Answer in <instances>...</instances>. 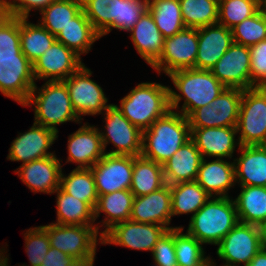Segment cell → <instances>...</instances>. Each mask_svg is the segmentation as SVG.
<instances>
[{"mask_svg":"<svg viewBox=\"0 0 266 266\" xmlns=\"http://www.w3.org/2000/svg\"><path fill=\"white\" fill-rule=\"evenodd\" d=\"M190 137L187 117L178 111L169 110L142 131L141 156L163 165Z\"/></svg>","mask_w":266,"mask_h":266,"instance_id":"cell-1","label":"cell"},{"mask_svg":"<svg viewBox=\"0 0 266 266\" xmlns=\"http://www.w3.org/2000/svg\"><path fill=\"white\" fill-rule=\"evenodd\" d=\"M168 76L180 92L177 93L170 88V109L178 110L179 102L184 98L179 112L185 117L197 108L208 105L226 88L210 70L181 69L171 72Z\"/></svg>","mask_w":266,"mask_h":266,"instance_id":"cell-2","label":"cell"},{"mask_svg":"<svg viewBox=\"0 0 266 266\" xmlns=\"http://www.w3.org/2000/svg\"><path fill=\"white\" fill-rule=\"evenodd\" d=\"M239 222L235 202L230 197H211L191 216L187 233L202 244L218 245Z\"/></svg>","mask_w":266,"mask_h":266,"instance_id":"cell-3","label":"cell"},{"mask_svg":"<svg viewBox=\"0 0 266 266\" xmlns=\"http://www.w3.org/2000/svg\"><path fill=\"white\" fill-rule=\"evenodd\" d=\"M37 89L35 84L27 101L23 104V107L34 105V123L56 133H58L56 125L69 121L81 123L72 108L68 88L63 81H47Z\"/></svg>","mask_w":266,"mask_h":266,"instance_id":"cell-4","label":"cell"},{"mask_svg":"<svg viewBox=\"0 0 266 266\" xmlns=\"http://www.w3.org/2000/svg\"><path fill=\"white\" fill-rule=\"evenodd\" d=\"M169 91V86L143 82L121 99L118 108L133 125L144 131L171 110Z\"/></svg>","mask_w":266,"mask_h":266,"instance_id":"cell-5","label":"cell"},{"mask_svg":"<svg viewBox=\"0 0 266 266\" xmlns=\"http://www.w3.org/2000/svg\"><path fill=\"white\" fill-rule=\"evenodd\" d=\"M237 132L241 146L266 145V87L243 90Z\"/></svg>","mask_w":266,"mask_h":266,"instance_id":"cell-6","label":"cell"},{"mask_svg":"<svg viewBox=\"0 0 266 266\" xmlns=\"http://www.w3.org/2000/svg\"><path fill=\"white\" fill-rule=\"evenodd\" d=\"M48 233L50 247L69 255L72 259H95L99 226L62 225L42 226Z\"/></svg>","mask_w":266,"mask_h":266,"instance_id":"cell-7","label":"cell"},{"mask_svg":"<svg viewBox=\"0 0 266 266\" xmlns=\"http://www.w3.org/2000/svg\"><path fill=\"white\" fill-rule=\"evenodd\" d=\"M102 114H105V130L101 131L100 135L104 152L106 146L111 142L117 149L111 150L107 154L140 156L142 131L122 114L118 105L110 104Z\"/></svg>","mask_w":266,"mask_h":266,"instance_id":"cell-8","label":"cell"},{"mask_svg":"<svg viewBox=\"0 0 266 266\" xmlns=\"http://www.w3.org/2000/svg\"><path fill=\"white\" fill-rule=\"evenodd\" d=\"M242 94L243 89L225 88L216 99L187 117L190 128L237 127Z\"/></svg>","mask_w":266,"mask_h":266,"instance_id":"cell-9","label":"cell"},{"mask_svg":"<svg viewBox=\"0 0 266 266\" xmlns=\"http://www.w3.org/2000/svg\"><path fill=\"white\" fill-rule=\"evenodd\" d=\"M217 246L216 254L225 260L222 266H246L263 247L260 227L238 222Z\"/></svg>","mask_w":266,"mask_h":266,"instance_id":"cell-10","label":"cell"},{"mask_svg":"<svg viewBox=\"0 0 266 266\" xmlns=\"http://www.w3.org/2000/svg\"><path fill=\"white\" fill-rule=\"evenodd\" d=\"M197 50L198 28L185 27L164 39L161 56L151 67L166 75L176 70L195 68Z\"/></svg>","mask_w":266,"mask_h":266,"instance_id":"cell-11","label":"cell"},{"mask_svg":"<svg viewBox=\"0 0 266 266\" xmlns=\"http://www.w3.org/2000/svg\"><path fill=\"white\" fill-rule=\"evenodd\" d=\"M92 72L83 64L76 72L63 80L66 84L72 108L82 120L81 115L101 114L110 105L103 89L90 79Z\"/></svg>","mask_w":266,"mask_h":266,"instance_id":"cell-12","label":"cell"},{"mask_svg":"<svg viewBox=\"0 0 266 266\" xmlns=\"http://www.w3.org/2000/svg\"><path fill=\"white\" fill-rule=\"evenodd\" d=\"M34 86L33 64L22 52L15 57L0 58V92L5 97L23 106Z\"/></svg>","mask_w":266,"mask_h":266,"instance_id":"cell-13","label":"cell"},{"mask_svg":"<svg viewBox=\"0 0 266 266\" xmlns=\"http://www.w3.org/2000/svg\"><path fill=\"white\" fill-rule=\"evenodd\" d=\"M168 229L151 223L127 220L114 225L102 236L100 244H113L153 252L155 244Z\"/></svg>","mask_w":266,"mask_h":266,"instance_id":"cell-14","label":"cell"},{"mask_svg":"<svg viewBox=\"0 0 266 266\" xmlns=\"http://www.w3.org/2000/svg\"><path fill=\"white\" fill-rule=\"evenodd\" d=\"M98 196L130 189L133 176V156L105 155L91 167Z\"/></svg>","mask_w":266,"mask_h":266,"instance_id":"cell-15","label":"cell"},{"mask_svg":"<svg viewBox=\"0 0 266 266\" xmlns=\"http://www.w3.org/2000/svg\"><path fill=\"white\" fill-rule=\"evenodd\" d=\"M210 71L226 88L250 89L249 47L234 42Z\"/></svg>","mask_w":266,"mask_h":266,"instance_id":"cell-16","label":"cell"},{"mask_svg":"<svg viewBox=\"0 0 266 266\" xmlns=\"http://www.w3.org/2000/svg\"><path fill=\"white\" fill-rule=\"evenodd\" d=\"M83 64L81 57L73 50L55 41L33 63V74L35 80L63 81L76 72Z\"/></svg>","mask_w":266,"mask_h":266,"instance_id":"cell-17","label":"cell"},{"mask_svg":"<svg viewBox=\"0 0 266 266\" xmlns=\"http://www.w3.org/2000/svg\"><path fill=\"white\" fill-rule=\"evenodd\" d=\"M58 133L42 125L33 123V126L24 133H19L11 143L7 159L22 161V165L33 160L55 155L48 152Z\"/></svg>","mask_w":266,"mask_h":266,"instance_id":"cell-18","label":"cell"},{"mask_svg":"<svg viewBox=\"0 0 266 266\" xmlns=\"http://www.w3.org/2000/svg\"><path fill=\"white\" fill-rule=\"evenodd\" d=\"M56 155L20 165L15 173L34 193L51 194L60 187L62 165Z\"/></svg>","mask_w":266,"mask_h":266,"instance_id":"cell-19","label":"cell"},{"mask_svg":"<svg viewBox=\"0 0 266 266\" xmlns=\"http://www.w3.org/2000/svg\"><path fill=\"white\" fill-rule=\"evenodd\" d=\"M172 218L171 189L166 184L159 190L134 198L130 220L165 226L168 230Z\"/></svg>","mask_w":266,"mask_h":266,"instance_id":"cell-20","label":"cell"},{"mask_svg":"<svg viewBox=\"0 0 266 266\" xmlns=\"http://www.w3.org/2000/svg\"><path fill=\"white\" fill-rule=\"evenodd\" d=\"M234 43L231 29L220 24L198 28L195 68L210 70Z\"/></svg>","mask_w":266,"mask_h":266,"instance_id":"cell-21","label":"cell"},{"mask_svg":"<svg viewBox=\"0 0 266 266\" xmlns=\"http://www.w3.org/2000/svg\"><path fill=\"white\" fill-rule=\"evenodd\" d=\"M190 130V139L195 143L203 158L207 156L231 159L235 148L241 146L238 139H235L238 133L237 127L190 128Z\"/></svg>","mask_w":266,"mask_h":266,"instance_id":"cell-22","label":"cell"},{"mask_svg":"<svg viewBox=\"0 0 266 266\" xmlns=\"http://www.w3.org/2000/svg\"><path fill=\"white\" fill-rule=\"evenodd\" d=\"M84 123L68 137V158L66 163L79 164L76 168H91L104 155L100 131L94 125Z\"/></svg>","mask_w":266,"mask_h":266,"instance_id":"cell-23","label":"cell"},{"mask_svg":"<svg viewBox=\"0 0 266 266\" xmlns=\"http://www.w3.org/2000/svg\"><path fill=\"white\" fill-rule=\"evenodd\" d=\"M239 150L241 156L233 160L235 182L266 187V145L240 146Z\"/></svg>","mask_w":266,"mask_h":266,"instance_id":"cell-24","label":"cell"},{"mask_svg":"<svg viewBox=\"0 0 266 266\" xmlns=\"http://www.w3.org/2000/svg\"><path fill=\"white\" fill-rule=\"evenodd\" d=\"M203 157L190 139L163 164L166 184L195 181Z\"/></svg>","mask_w":266,"mask_h":266,"instance_id":"cell-25","label":"cell"},{"mask_svg":"<svg viewBox=\"0 0 266 266\" xmlns=\"http://www.w3.org/2000/svg\"><path fill=\"white\" fill-rule=\"evenodd\" d=\"M129 32L139 55L152 66L161 56L165 38L149 10L143 13Z\"/></svg>","mask_w":266,"mask_h":266,"instance_id":"cell-26","label":"cell"},{"mask_svg":"<svg viewBox=\"0 0 266 266\" xmlns=\"http://www.w3.org/2000/svg\"><path fill=\"white\" fill-rule=\"evenodd\" d=\"M211 197H229L228 190L234 186V162L216 159L207 162L203 158L195 180Z\"/></svg>","mask_w":266,"mask_h":266,"instance_id":"cell-27","label":"cell"},{"mask_svg":"<svg viewBox=\"0 0 266 266\" xmlns=\"http://www.w3.org/2000/svg\"><path fill=\"white\" fill-rule=\"evenodd\" d=\"M134 198L130 189L98 196L94 208V220L96 221L100 213L104 212L105 219L102 223L106 227L100 232L99 243L102 242V236L114 225L130 220Z\"/></svg>","mask_w":266,"mask_h":266,"instance_id":"cell-28","label":"cell"},{"mask_svg":"<svg viewBox=\"0 0 266 266\" xmlns=\"http://www.w3.org/2000/svg\"><path fill=\"white\" fill-rule=\"evenodd\" d=\"M99 33L93 28L82 10L56 36V41L64 44L81 57L91 50V45L100 39Z\"/></svg>","mask_w":266,"mask_h":266,"instance_id":"cell-29","label":"cell"},{"mask_svg":"<svg viewBox=\"0 0 266 266\" xmlns=\"http://www.w3.org/2000/svg\"><path fill=\"white\" fill-rule=\"evenodd\" d=\"M165 185L163 165L141 155L133 156V176L130 191L135 197L148 195Z\"/></svg>","mask_w":266,"mask_h":266,"instance_id":"cell-30","label":"cell"},{"mask_svg":"<svg viewBox=\"0 0 266 266\" xmlns=\"http://www.w3.org/2000/svg\"><path fill=\"white\" fill-rule=\"evenodd\" d=\"M234 202L240 223L260 226L266 221V187L241 186Z\"/></svg>","mask_w":266,"mask_h":266,"instance_id":"cell-31","label":"cell"},{"mask_svg":"<svg viewBox=\"0 0 266 266\" xmlns=\"http://www.w3.org/2000/svg\"><path fill=\"white\" fill-rule=\"evenodd\" d=\"M56 192V224L94 226V208L89 203L67 194L61 187Z\"/></svg>","mask_w":266,"mask_h":266,"instance_id":"cell-32","label":"cell"},{"mask_svg":"<svg viewBox=\"0 0 266 266\" xmlns=\"http://www.w3.org/2000/svg\"><path fill=\"white\" fill-rule=\"evenodd\" d=\"M21 52L33 64L56 41L40 23H30L27 18H19Z\"/></svg>","mask_w":266,"mask_h":266,"instance_id":"cell-33","label":"cell"},{"mask_svg":"<svg viewBox=\"0 0 266 266\" xmlns=\"http://www.w3.org/2000/svg\"><path fill=\"white\" fill-rule=\"evenodd\" d=\"M172 216L193 213L211 197L196 181L179 182L170 185Z\"/></svg>","mask_w":266,"mask_h":266,"instance_id":"cell-34","label":"cell"},{"mask_svg":"<svg viewBox=\"0 0 266 266\" xmlns=\"http://www.w3.org/2000/svg\"><path fill=\"white\" fill-rule=\"evenodd\" d=\"M148 10L164 38L185 28L179 0H148Z\"/></svg>","mask_w":266,"mask_h":266,"instance_id":"cell-35","label":"cell"},{"mask_svg":"<svg viewBox=\"0 0 266 266\" xmlns=\"http://www.w3.org/2000/svg\"><path fill=\"white\" fill-rule=\"evenodd\" d=\"M60 187L95 208L98 194L91 168H75L68 176L61 173Z\"/></svg>","mask_w":266,"mask_h":266,"instance_id":"cell-36","label":"cell"},{"mask_svg":"<svg viewBox=\"0 0 266 266\" xmlns=\"http://www.w3.org/2000/svg\"><path fill=\"white\" fill-rule=\"evenodd\" d=\"M82 11V0H56L41 11L39 22L52 35L65 28Z\"/></svg>","mask_w":266,"mask_h":266,"instance_id":"cell-37","label":"cell"},{"mask_svg":"<svg viewBox=\"0 0 266 266\" xmlns=\"http://www.w3.org/2000/svg\"><path fill=\"white\" fill-rule=\"evenodd\" d=\"M185 27L200 28L218 23L219 0H179Z\"/></svg>","mask_w":266,"mask_h":266,"instance_id":"cell-38","label":"cell"},{"mask_svg":"<svg viewBox=\"0 0 266 266\" xmlns=\"http://www.w3.org/2000/svg\"><path fill=\"white\" fill-rule=\"evenodd\" d=\"M116 9L117 0H82V10L100 37L112 30Z\"/></svg>","mask_w":266,"mask_h":266,"instance_id":"cell-39","label":"cell"},{"mask_svg":"<svg viewBox=\"0 0 266 266\" xmlns=\"http://www.w3.org/2000/svg\"><path fill=\"white\" fill-rule=\"evenodd\" d=\"M184 227L175 228V251L177 266H201L210 257H205L202 243L196 238L184 234Z\"/></svg>","mask_w":266,"mask_h":266,"instance_id":"cell-40","label":"cell"},{"mask_svg":"<svg viewBox=\"0 0 266 266\" xmlns=\"http://www.w3.org/2000/svg\"><path fill=\"white\" fill-rule=\"evenodd\" d=\"M261 9L257 0H219L218 24L231 29Z\"/></svg>","mask_w":266,"mask_h":266,"instance_id":"cell-41","label":"cell"},{"mask_svg":"<svg viewBox=\"0 0 266 266\" xmlns=\"http://www.w3.org/2000/svg\"><path fill=\"white\" fill-rule=\"evenodd\" d=\"M231 32L235 43L247 47L266 40V13L260 9L252 17L231 28Z\"/></svg>","mask_w":266,"mask_h":266,"instance_id":"cell-42","label":"cell"},{"mask_svg":"<svg viewBox=\"0 0 266 266\" xmlns=\"http://www.w3.org/2000/svg\"><path fill=\"white\" fill-rule=\"evenodd\" d=\"M146 10L148 0H117L113 28L129 32Z\"/></svg>","mask_w":266,"mask_h":266,"instance_id":"cell-43","label":"cell"},{"mask_svg":"<svg viewBox=\"0 0 266 266\" xmlns=\"http://www.w3.org/2000/svg\"><path fill=\"white\" fill-rule=\"evenodd\" d=\"M24 236L25 250L29 257V263L31 266H41L50 248L47 231L42 226H38L28 229Z\"/></svg>","mask_w":266,"mask_h":266,"instance_id":"cell-44","label":"cell"},{"mask_svg":"<svg viewBox=\"0 0 266 266\" xmlns=\"http://www.w3.org/2000/svg\"><path fill=\"white\" fill-rule=\"evenodd\" d=\"M20 52L19 17L11 16L0 28V58L15 57Z\"/></svg>","mask_w":266,"mask_h":266,"instance_id":"cell-45","label":"cell"},{"mask_svg":"<svg viewBox=\"0 0 266 266\" xmlns=\"http://www.w3.org/2000/svg\"><path fill=\"white\" fill-rule=\"evenodd\" d=\"M251 88L266 87V40L249 47Z\"/></svg>","mask_w":266,"mask_h":266,"instance_id":"cell-46","label":"cell"},{"mask_svg":"<svg viewBox=\"0 0 266 266\" xmlns=\"http://www.w3.org/2000/svg\"><path fill=\"white\" fill-rule=\"evenodd\" d=\"M152 257L155 265L177 266L175 251V228L167 230L155 244Z\"/></svg>","mask_w":266,"mask_h":266,"instance_id":"cell-47","label":"cell"},{"mask_svg":"<svg viewBox=\"0 0 266 266\" xmlns=\"http://www.w3.org/2000/svg\"><path fill=\"white\" fill-rule=\"evenodd\" d=\"M10 8L11 15L19 18L29 17L32 9L40 12L56 0H5Z\"/></svg>","mask_w":266,"mask_h":266,"instance_id":"cell-48","label":"cell"},{"mask_svg":"<svg viewBox=\"0 0 266 266\" xmlns=\"http://www.w3.org/2000/svg\"><path fill=\"white\" fill-rule=\"evenodd\" d=\"M72 258L60 250L50 247L41 266H66Z\"/></svg>","mask_w":266,"mask_h":266,"instance_id":"cell-49","label":"cell"},{"mask_svg":"<svg viewBox=\"0 0 266 266\" xmlns=\"http://www.w3.org/2000/svg\"><path fill=\"white\" fill-rule=\"evenodd\" d=\"M246 266H266V248L262 247Z\"/></svg>","mask_w":266,"mask_h":266,"instance_id":"cell-50","label":"cell"},{"mask_svg":"<svg viewBox=\"0 0 266 266\" xmlns=\"http://www.w3.org/2000/svg\"><path fill=\"white\" fill-rule=\"evenodd\" d=\"M10 8L5 0H0V28L11 17Z\"/></svg>","mask_w":266,"mask_h":266,"instance_id":"cell-51","label":"cell"},{"mask_svg":"<svg viewBox=\"0 0 266 266\" xmlns=\"http://www.w3.org/2000/svg\"><path fill=\"white\" fill-rule=\"evenodd\" d=\"M95 259H71L66 266H93Z\"/></svg>","mask_w":266,"mask_h":266,"instance_id":"cell-52","label":"cell"},{"mask_svg":"<svg viewBox=\"0 0 266 266\" xmlns=\"http://www.w3.org/2000/svg\"><path fill=\"white\" fill-rule=\"evenodd\" d=\"M259 227H260V232H261L262 246L266 248V221L263 222Z\"/></svg>","mask_w":266,"mask_h":266,"instance_id":"cell-53","label":"cell"},{"mask_svg":"<svg viewBox=\"0 0 266 266\" xmlns=\"http://www.w3.org/2000/svg\"><path fill=\"white\" fill-rule=\"evenodd\" d=\"M4 250H5V248L0 249V266H9L8 265L9 258H7V256L4 255V252H3Z\"/></svg>","mask_w":266,"mask_h":266,"instance_id":"cell-54","label":"cell"},{"mask_svg":"<svg viewBox=\"0 0 266 266\" xmlns=\"http://www.w3.org/2000/svg\"><path fill=\"white\" fill-rule=\"evenodd\" d=\"M201 266H214L213 259L209 258L205 263H203Z\"/></svg>","mask_w":266,"mask_h":266,"instance_id":"cell-55","label":"cell"},{"mask_svg":"<svg viewBox=\"0 0 266 266\" xmlns=\"http://www.w3.org/2000/svg\"><path fill=\"white\" fill-rule=\"evenodd\" d=\"M261 9L266 13V0L261 3Z\"/></svg>","mask_w":266,"mask_h":266,"instance_id":"cell-56","label":"cell"},{"mask_svg":"<svg viewBox=\"0 0 266 266\" xmlns=\"http://www.w3.org/2000/svg\"><path fill=\"white\" fill-rule=\"evenodd\" d=\"M260 4L264 1V0H257Z\"/></svg>","mask_w":266,"mask_h":266,"instance_id":"cell-57","label":"cell"}]
</instances>
